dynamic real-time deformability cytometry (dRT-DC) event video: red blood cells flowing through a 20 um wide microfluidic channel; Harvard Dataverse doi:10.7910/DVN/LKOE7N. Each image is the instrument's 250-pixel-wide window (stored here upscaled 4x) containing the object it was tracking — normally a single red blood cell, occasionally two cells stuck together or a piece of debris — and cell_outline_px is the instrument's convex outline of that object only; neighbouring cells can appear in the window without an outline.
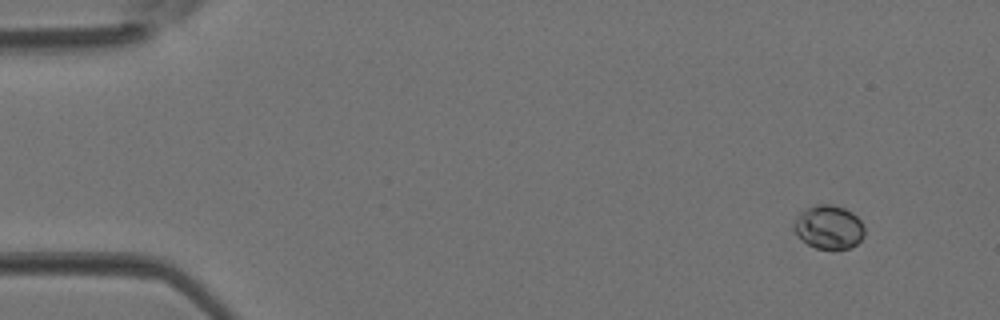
{"species": "Egyptian fruit bat (a non-hibernating species)", "species_latin": "Rousettus aegyptiacus", "temperature_condition": "room temperature", "stored_images_in_passage": 4, "camera_frame_rate_fps": 3000, "um_per_image_px": 0.085, "animal": {"sex": "female"}, "frame": {"image": 1, "passage_image": 1, "time_ms": 0.0, "image_size_px": [1000, 320], "cell_outline_px": [[864, 236], [856, 244], [848, 248], [816, 248], [808, 244], [796, 232], [792, 224], [800, 212], [816, 204], [832, 204], [844, 208], [852, 212], [860, 220], [864, 228]], "centroid_in_image_um": [70.45, 19.28], "position_along_channel_um": 14.5, "area_um2": 17.69}}
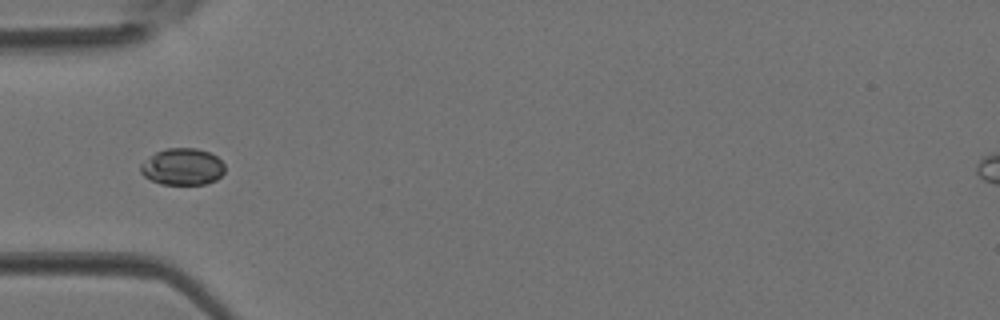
{"frame": {"image": 2, "passage_image": 4, "time_ms": 1.0, "image_size_px": [1000, 320], "cell_outline_px": [[224, 172], [216, 180], [204, 184], [160, 184], [144, 176], [140, 172], [140, 164], [156, 152], [164, 148], [196, 148], [208, 152], [216, 156], [224, 164]], "centroid_in_image_um": [15.5, 14.17], "position_along_channel_um": 69.5, "area_um2": 17.98}}